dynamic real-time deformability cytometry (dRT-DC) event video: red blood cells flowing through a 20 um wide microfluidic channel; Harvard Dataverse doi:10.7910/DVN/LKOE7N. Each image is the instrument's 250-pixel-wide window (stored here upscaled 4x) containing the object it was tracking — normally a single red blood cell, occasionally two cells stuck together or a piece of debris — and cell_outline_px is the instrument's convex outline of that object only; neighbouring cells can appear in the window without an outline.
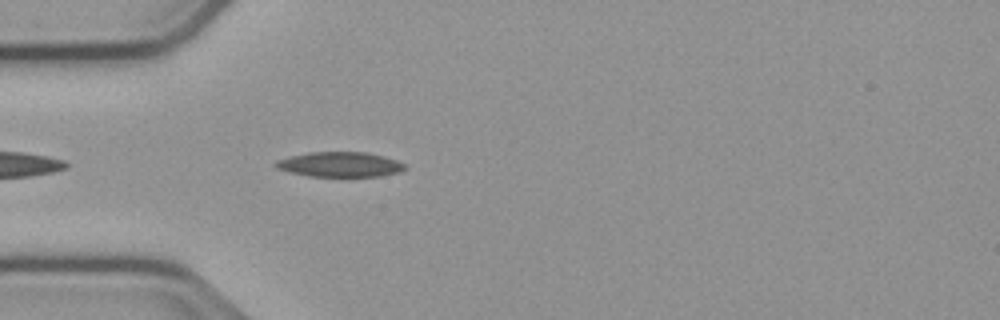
{"species": "common noctule bat (a hibernating species)", "species_latin": "Nyctalus noctula", "temperature_condition": "cold", "stored_images_in_passage": 41, "camera_frame_rate_fps": 3000, "um_per_image_px": 0.085, "animal": {"sex": "male", "body_mass_g": 23.1, "forearm_length_mm": 52.7}, "frame": {"image": 1, "passage_image": 3, "time_ms": 0.667, "image_size_px": [1000, 320], "cell_outline_px": [[408, 168], [400, 172], [380, 176], [308, 176], [288, 172], [276, 168], [272, 164], [276, 160], [288, 156], [308, 152], [368, 152], [384, 156], [396, 160], [404, 164]], "centroid_in_image_um": [28.86, 13.97], "position_along_channel_um": 56.1, "area_um2": 19.02}}
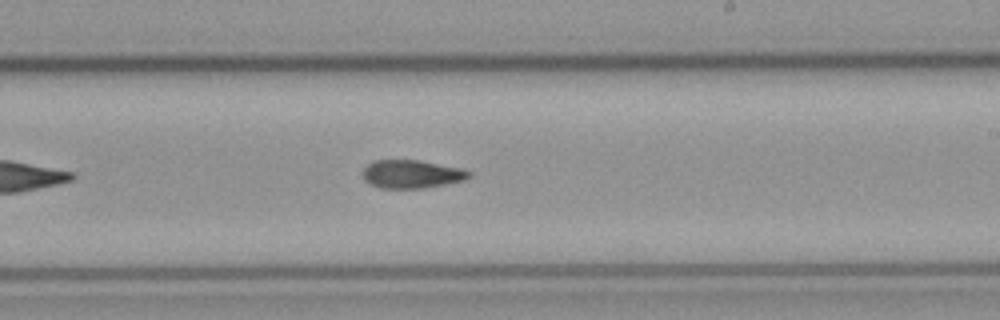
{"frame": {"image": 2, "passage_image": 19, "time_ms": 6.0, "image_size_px": [1000, 320], "cell_outline_px": [[472, 176], [464, 180], [424, 188], [380, 188], [368, 184], [364, 180], [364, 168], [372, 160], [416, 160], [460, 168], [472, 172]], "centroid_in_image_um": [34.97, 14.8], "position_along_channel_um": 254.0, "area_um2": 17.4}}
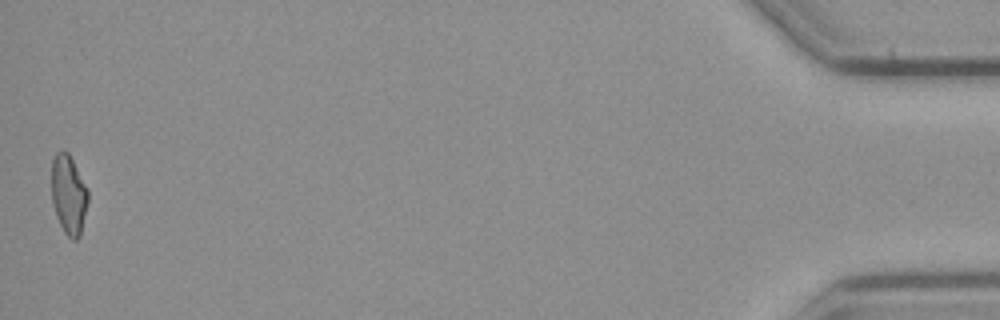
{"frame": {"image": 3, "passage_image": 41, "time_ms": 13.333, "image_size_px": [1000, 320], "cell_outline_px": [[88, 200], [80, 236], [76, 240], [72, 240], [64, 232], [56, 216], [52, 200], [52, 160], [56, 152], [64, 148], [68, 152], [88, 188]], "centroid_in_image_um": [5.83, 16.51], "position_along_channel_um": 429.4, "area_um2": 16.94}, "authors_computed_cell_mechanics": {"area_um2": 17.7446, "velocity_mm_per_s": 3.7855, "shape_relaxation_time_tau1_ms": null, "shape_relaxation_time_tau2_ms": 6.5815, "deformation_change_tau1": null, "deformation_change_tau2": 0.1636}}